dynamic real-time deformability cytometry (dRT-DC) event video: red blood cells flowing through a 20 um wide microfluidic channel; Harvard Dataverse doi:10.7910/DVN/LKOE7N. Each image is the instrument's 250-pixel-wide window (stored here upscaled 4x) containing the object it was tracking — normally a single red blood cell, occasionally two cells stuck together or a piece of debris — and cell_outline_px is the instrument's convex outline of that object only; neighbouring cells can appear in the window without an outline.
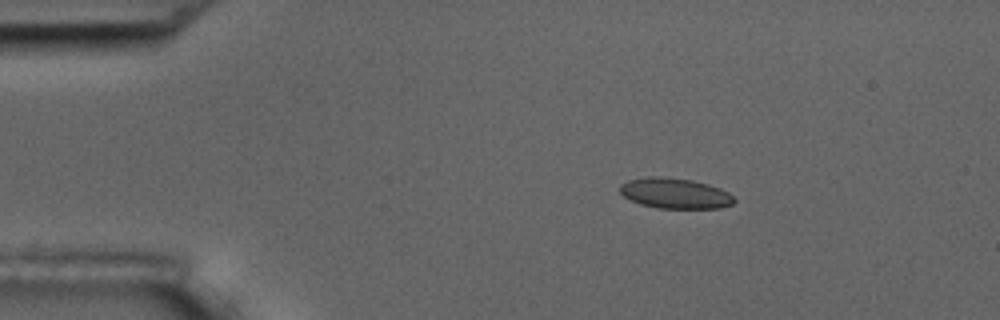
{"species": "common noctule bat (a hibernating species)", "species_latin": "Nyctalus noctula", "temperature_condition": "room temperature", "stored_images_in_passage": 4, "camera_frame_rate_fps": 3000, "um_per_image_px": 0.085, "animal": {"sex": "male", "body_mass_g": 17.5, "forearm_length_mm": 52.3}, "frame": {"image": 1, "passage_image": 2, "time_ms": 1.333, "image_size_px": [1000, 320], "cell_outline_px": [[736, 200], [732, 204], [720, 208], [660, 208], [640, 204], [624, 196], [620, 192], [620, 184], [628, 180], [648, 176], [664, 176], [692, 180], [708, 184], [720, 188], [728, 192]], "centroid_in_image_um": [57.37, 16.42], "position_along_channel_um": 27.6, "area_um2": 20.29}}